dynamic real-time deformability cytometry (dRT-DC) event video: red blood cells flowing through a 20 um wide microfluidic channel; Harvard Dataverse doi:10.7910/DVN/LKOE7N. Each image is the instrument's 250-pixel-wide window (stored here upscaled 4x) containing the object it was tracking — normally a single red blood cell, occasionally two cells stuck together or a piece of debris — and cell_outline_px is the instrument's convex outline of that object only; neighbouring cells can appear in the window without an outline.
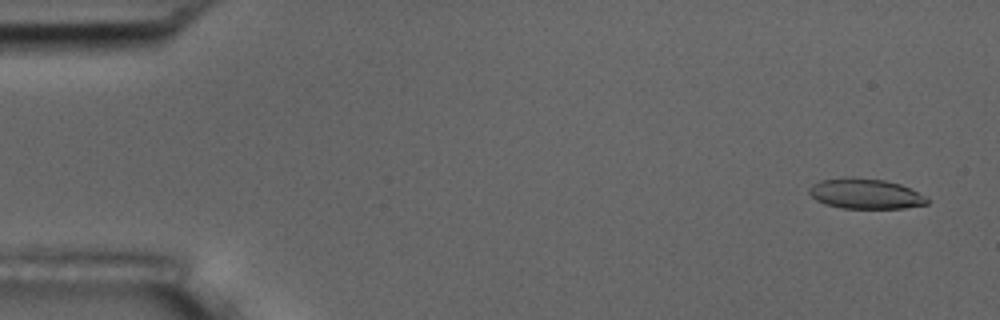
{"species": "common noctule bat (a hibernating species)", "species_latin": "Nyctalus noctula", "temperature_condition": "room temperature", "stored_images_in_passage": 56, "camera_frame_rate_fps": 3000, "um_per_image_px": 0.085, "animal": {"sex": "male", "body_mass_g": 17.5, "forearm_length_mm": 52.3}, "frame": {"image": 1, "passage_image": 3, "time_ms": 0.667, "image_size_px": [1000, 320], "cell_outline_px": [[928, 204], [904, 208], [840, 208], [824, 204], [816, 200], [808, 192], [808, 188], [812, 184], [820, 180], [852, 176], [884, 180], [900, 184], [924, 196], [928, 200]], "centroid_in_image_um": [73.5, 16.46], "position_along_channel_um": 11.5, "area_um2": 20.81}}
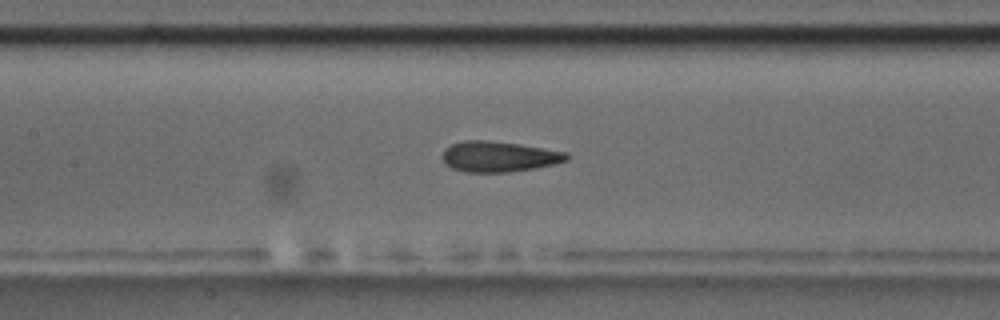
{"frame": {"image": 2, "passage_image": 26, "time_ms": 8.333, "image_size_px": [1000, 320], "cell_outline_px": [[568, 160], [536, 168], [508, 172], [464, 172], [452, 168], [444, 160], [444, 148], [452, 144], [464, 140], [484, 140], [520, 144], [564, 152], [568, 156]], "centroid_in_image_um": [42.39, 13.31], "position_along_channel_um": 165.0, "area_um2": 21.79}}
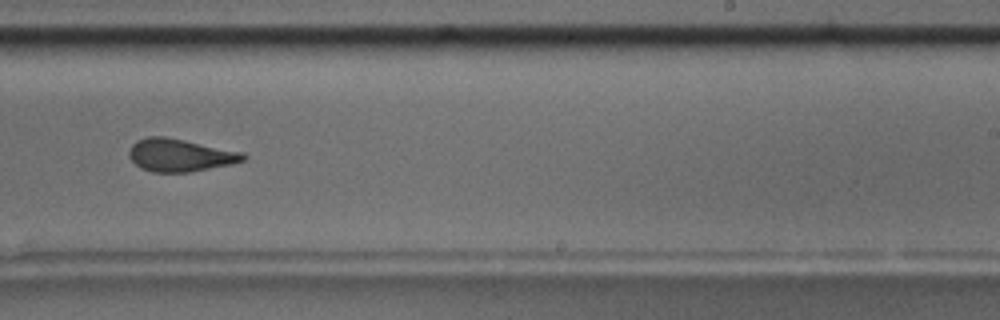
{"frame": {"image": 3, "passage_image": 35, "time_ms": 11.333, "image_size_px": [1000, 320], "cell_outline_px": [[248, 156], [244, 160], [228, 164], [188, 172], [152, 172], [140, 168], [128, 156], [128, 152], [132, 144], [136, 140], [148, 136], [164, 136], [244, 152]], "centroid_in_image_um": [15.26, 13.18], "position_along_channel_um": 273.7, "area_um2": 21.62}, "authors_computed_cell_mechanics": {"area_um2": 21.9062, "velocity_mm_per_s": 3.645, "shape_relaxation_time_tau1_ms": 4.1184, "shape_relaxation_time_tau2_ms": 1.3613, "deformation_change_tau1": 0.166, "deformation_change_tau2": 0.107}}